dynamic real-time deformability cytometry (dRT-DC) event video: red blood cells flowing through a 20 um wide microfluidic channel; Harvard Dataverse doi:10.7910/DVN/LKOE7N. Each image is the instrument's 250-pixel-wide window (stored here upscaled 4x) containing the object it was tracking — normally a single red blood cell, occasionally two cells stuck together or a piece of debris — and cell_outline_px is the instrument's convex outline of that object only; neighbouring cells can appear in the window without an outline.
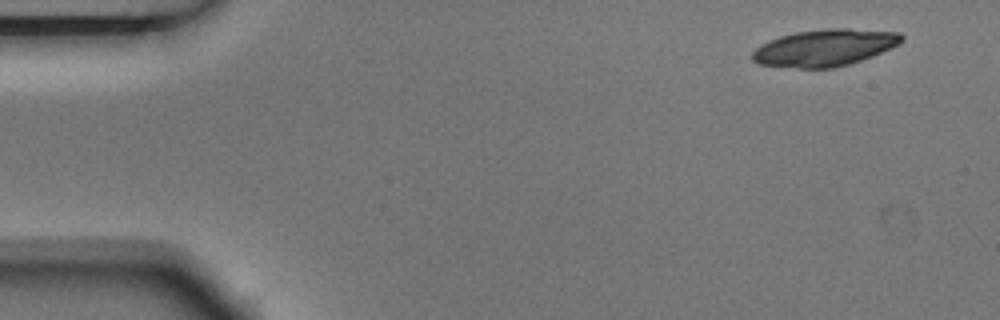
{"species": "Egyptian fruit bat (a non-hibernating species)", "species_latin": "Rousettus aegyptiacus", "temperature_condition": "room temperature", "stored_images_in_passage": 8, "camera_frame_rate_fps": 3000, "um_per_image_px": 0.085, "animal": {"sex": "male"}, "frame": {"image": 1, "passage_image": 1, "time_ms": 0.0, "image_size_px": [1000, 320], "cell_outline_px": [[904, 40], [900, 44], [872, 56], [848, 64], [832, 68], [800, 68], [756, 64], [752, 60], [752, 52], [756, 48], [768, 40], [780, 36], [796, 32], [828, 28], [848, 28], [900, 32], [904, 36]], "centroid_in_image_um": [70.11, 4.05], "position_along_channel_um": 14.9, "area_um2": 32.14}}
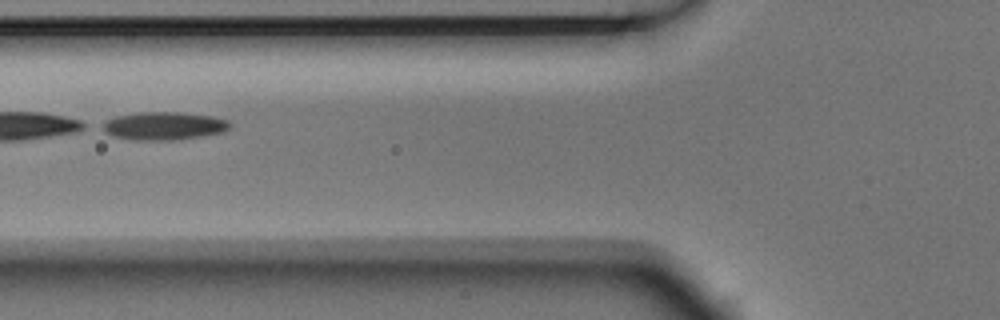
{"frame": {"image": 2, "passage_image": 6, "time_ms": 1.667, "image_size_px": [1000, 320], "cell_outline_px": [[232, 124], [224, 132], [200, 136], [172, 140], [132, 140], [112, 136], [96, 128], [96, 124], [104, 120], [116, 116], [136, 112], [176, 112], [212, 116], [228, 120]], "centroid_in_image_um": [13.79, 10.7], "position_along_channel_um": 112.0, "area_um2": 21.27}}
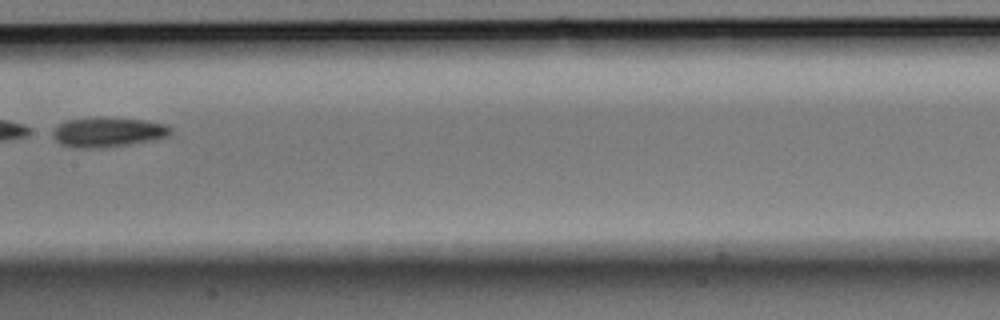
{"frame": {"image": 3, "passage_image": 8, "time_ms": 2.333, "image_size_px": [1000, 320], "cell_outline_px": [[172, 132], [168, 136], [156, 140], [128, 144], [96, 148], [76, 148], [60, 144], [52, 136], [52, 132], [60, 124], [68, 120], [96, 116], [104, 116], [144, 120], [168, 124], [172, 128]], "centroid_in_image_um": [9.21, 11.21], "position_along_channel_um": 198.2, "area_um2": 20.75}}